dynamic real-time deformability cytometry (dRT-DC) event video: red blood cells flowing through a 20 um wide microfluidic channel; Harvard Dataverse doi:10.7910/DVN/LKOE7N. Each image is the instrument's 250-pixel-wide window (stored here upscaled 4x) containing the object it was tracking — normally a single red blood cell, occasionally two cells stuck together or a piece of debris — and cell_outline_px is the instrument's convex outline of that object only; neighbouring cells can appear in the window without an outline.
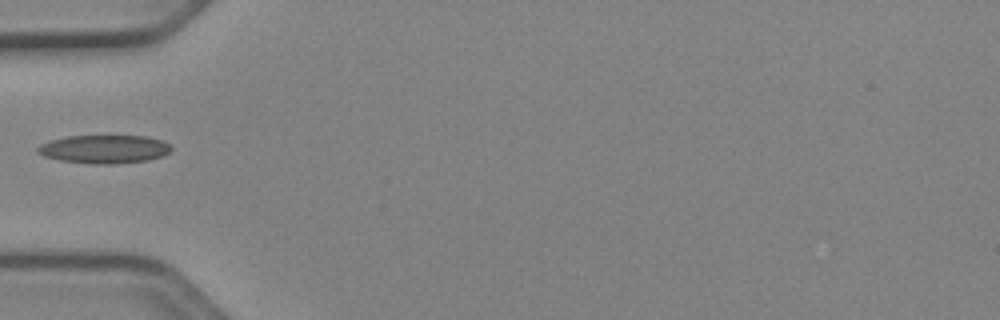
{"species": "Egyptian fruit bat (a non-hibernating species)", "species_latin": "Rousettus aegyptiacus", "temperature_condition": "cold", "stored_images_in_passage": 35, "camera_frame_rate_fps": 3000, "um_per_image_px": 0.085, "animal": {"sex": "female"}, "frame": {"image": 1, "passage_image": 1, "time_ms": 0.0, "image_size_px": [1000, 320], "cell_outline_px": [[172, 148], [164, 156], [148, 160], [116, 164], [92, 164], [60, 160], [44, 156], [36, 152], [36, 148], [40, 144], [48, 140], [68, 136], [148, 136], [164, 140]], "centroid_in_image_um": [8.86, 12.67], "position_along_channel_um": 76.1, "area_um2": 22.31}}
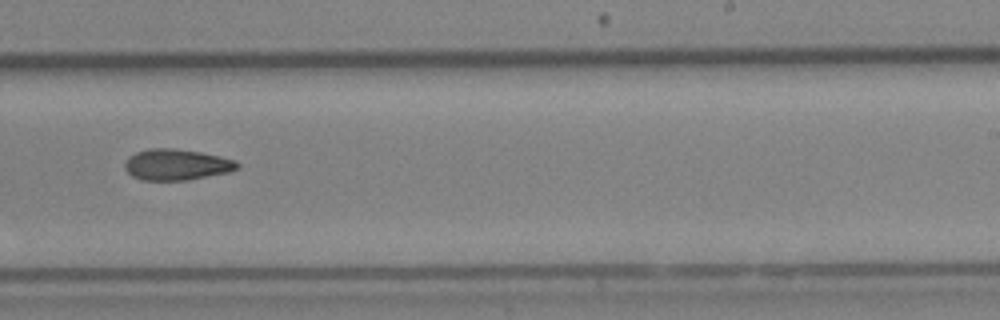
{"frame": {"image": 2, "passage_image": 16, "time_ms": 5.0, "image_size_px": [1000, 320], "cell_outline_px": [[240, 168], [228, 172], [188, 180], [140, 180], [132, 176], [124, 168], [124, 164], [128, 156], [136, 152], [148, 148], [172, 148], [200, 152], [220, 156], [236, 160], [240, 164]], "centroid_in_image_um": [15.0, 13.99], "position_along_channel_um": 274.0, "area_um2": 20.52}}
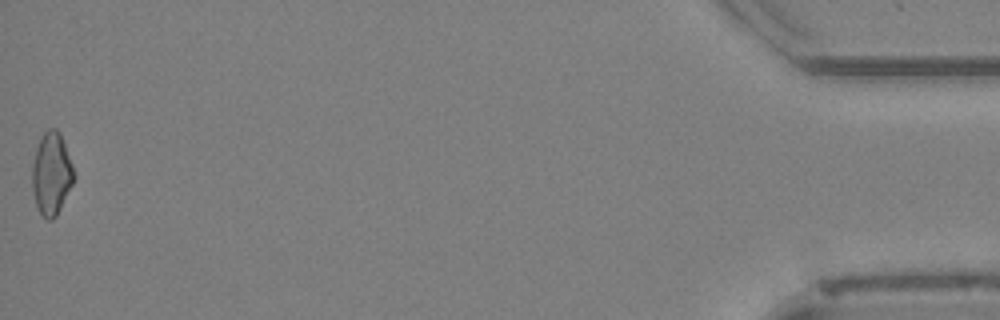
{"frame": {"image": 3, "passage_image": 35, "time_ms": 11.333, "image_size_px": [1000, 320], "cell_outline_px": [[76, 176], [56, 216], [52, 220], [48, 220], [40, 212], [36, 204], [32, 188], [32, 164], [36, 148], [40, 136], [48, 128], [56, 128], [60, 132], [72, 164]], "centroid_in_image_um": [4.37, 14.73], "position_along_channel_um": 430.8, "area_um2": 20.0}}